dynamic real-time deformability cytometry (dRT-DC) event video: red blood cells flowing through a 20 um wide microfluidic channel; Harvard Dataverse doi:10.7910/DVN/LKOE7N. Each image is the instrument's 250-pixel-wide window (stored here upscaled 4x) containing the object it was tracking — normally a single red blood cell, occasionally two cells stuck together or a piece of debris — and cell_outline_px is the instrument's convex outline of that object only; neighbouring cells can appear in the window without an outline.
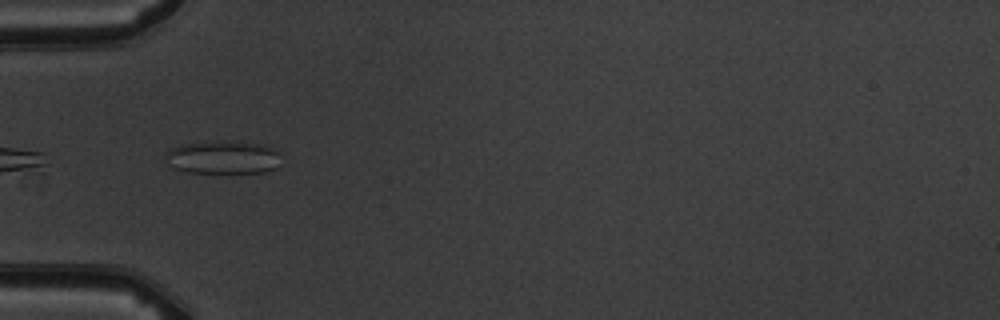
{"species": "common noctule bat (a hibernating species)", "species_latin": "Nyctalus noctula", "temperature_condition": "warm", "stored_images_in_passage": 9, "camera_frame_rate_fps": 3000, "um_per_image_px": 0.085, "animal": {"sex": "male", "body_mass_g": 19.5, "forearm_length_mm": 54.6}, "frame": {"image": 1, "passage_image": 6, "time_ms": 5.667, "image_size_px": [1000, 320], "cell_outline_px": [[280, 152], [276, 168], [268, 172], [188, 172], [172, 168], [168, 164], [164, 156], [164, 152], [168, 148], [180, 144], [204, 140], [220, 140], [260, 144], [272, 148]], "centroid_in_image_um": [18.86, 13.34], "position_along_channel_um": 66.1, "area_um2": 22.77}}
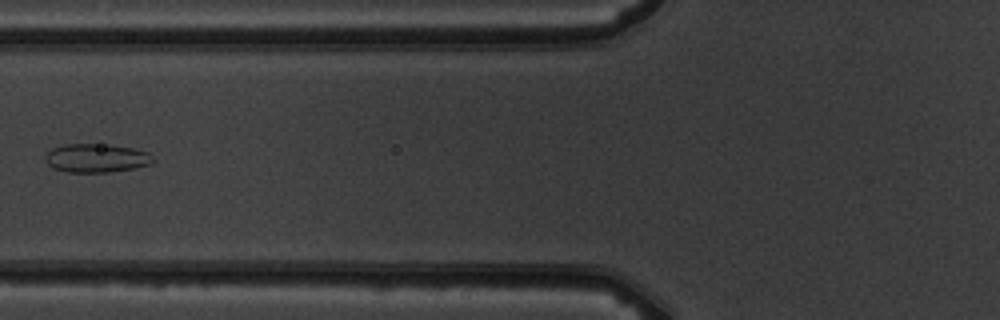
{"frame": {"image": 2, "passage_image": 7, "time_ms": 7.0, "image_size_px": [1000, 320], "cell_outline_px": [[156, 160], [152, 164], [132, 168], [108, 172], [68, 172], [52, 168], [48, 164], [44, 156], [52, 148], [64, 144], [108, 144], [132, 148], [148, 152]], "centroid_in_image_um": [8.19, 13.43], "position_along_channel_um": 117.6, "area_um2": 18.03}}
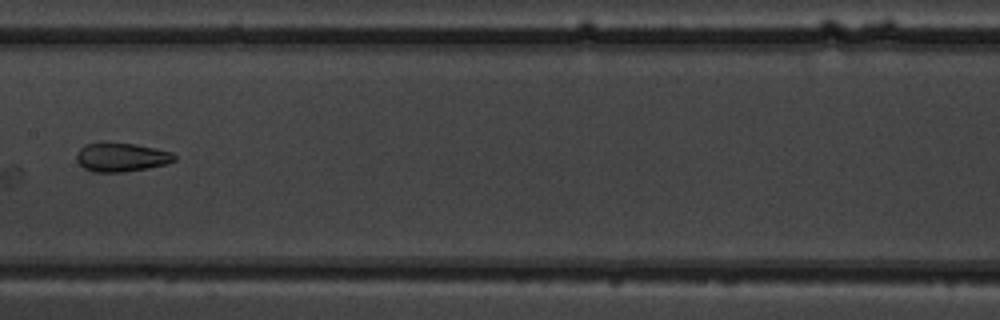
{"frame": {"image": 3, "passage_image": 9, "time_ms": 9.0, "image_size_px": [1000, 320], "cell_outline_px": [[176, 160], [168, 164], [148, 168], [124, 172], [92, 172], [84, 168], [76, 160], [76, 152], [84, 144], [136, 144], [156, 148], [172, 152], [176, 156]], "centroid_in_image_um": [10.34, 13.39], "position_along_channel_um": 197.1, "area_um2": 16.36}}